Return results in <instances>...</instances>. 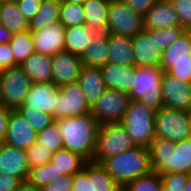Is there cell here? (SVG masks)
<instances>
[{
  "instance_id": "obj_27",
  "label": "cell",
  "mask_w": 191,
  "mask_h": 191,
  "mask_svg": "<svg viewBox=\"0 0 191 191\" xmlns=\"http://www.w3.org/2000/svg\"><path fill=\"white\" fill-rule=\"evenodd\" d=\"M110 0H87L82 6L85 24L91 29H107L108 8Z\"/></svg>"
},
{
  "instance_id": "obj_1",
  "label": "cell",
  "mask_w": 191,
  "mask_h": 191,
  "mask_svg": "<svg viewBox=\"0 0 191 191\" xmlns=\"http://www.w3.org/2000/svg\"><path fill=\"white\" fill-rule=\"evenodd\" d=\"M60 129L63 149L80 154L93 161L99 124L89 114L55 120Z\"/></svg>"
},
{
  "instance_id": "obj_2",
  "label": "cell",
  "mask_w": 191,
  "mask_h": 191,
  "mask_svg": "<svg viewBox=\"0 0 191 191\" xmlns=\"http://www.w3.org/2000/svg\"><path fill=\"white\" fill-rule=\"evenodd\" d=\"M148 148L154 172L159 175L168 172L191 175V137L179 142L155 137Z\"/></svg>"
},
{
  "instance_id": "obj_38",
  "label": "cell",
  "mask_w": 191,
  "mask_h": 191,
  "mask_svg": "<svg viewBox=\"0 0 191 191\" xmlns=\"http://www.w3.org/2000/svg\"><path fill=\"white\" fill-rule=\"evenodd\" d=\"M120 187L102 164L94 162L95 191H117Z\"/></svg>"
},
{
  "instance_id": "obj_48",
  "label": "cell",
  "mask_w": 191,
  "mask_h": 191,
  "mask_svg": "<svg viewBox=\"0 0 191 191\" xmlns=\"http://www.w3.org/2000/svg\"><path fill=\"white\" fill-rule=\"evenodd\" d=\"M21 182L17 177L0 174V191H16Z\"/></svg>"
},
{
  "instance_id": "obj_22",
  "label": "cell",
  "mask_w": 191,
  "mask_h": 191,
  "mask_svg": "<svg viewBox=\"0 0 191 191\" xmlns=\"http://www.w3.org/2000/svg\"><path fill=\"white\" fill-rule=\"evenodd\" d=\"M78 83L91 107L107 89L98 67L83 66Z\"/></svg>"
},
{
  "instance_id": "obj_54",
  "label": "cell",
  "mask_w": 191,
  "mask_h": 191,
  "mask_svg": "<svg viewBox=\"0 0 191 191\" xmlns=\"http://www.w3.org/2000/svg\"><path fill=\"white\" fill-rule=\"evenodd\" d=\"M3 106V100H2V95H1V88H0V107Z\"/></svg>"
},
{
  "instance_id": "obj_17",
  "label": "cell",
  "mask_w": 191,
  "mask_h": 191,
  "mask_svg": "<svg viewBox=\"0 0 191 191\" xmlns=\"http://www.w3.org/2000/svg\"><path fill=\"white\" fill-rule=\"evenodd\" d=\"M29 164L26 151L3 143L0 149V174L27 180Z\"/></svg>"
},
{
  "instance_id": "obj_19",
  "label": "cell",
  "mask_w": 191,
  "mask_h": 191,
  "mask_svg": "<svg viewBox=\"0 0 191 191\" xmlns=\"http://www.w3.org/2000/svg\"><path fill=\"white\" fill-rule=\"evenodd\" d=\"M107 88L129 94L137 75V67L106 63L100 67Z\"/></svg>"
},
{
  "instance_id": "obj_52",
  "label": "cell",
  "mask_w": 191,
  "mask_h": 191,
  "mask_svg": "<svg viewBox=\"0 0 191 191\" xmlns=\"http://www.w3.org/2000/svg\"><path fill=\"white\" fill-rule=\"evenodd\" d=\"M63 2H69L72 4L83 5L87 0H62Z\"/></svg>"
},
{
  "instance_id": "obj_36",
  "label": "cell",
  "mask_w": 191,
  "mask_h": 191,
  "mask_svg": "<svg viewBox=\"0 0 191 191\" xmlns=\"http://www.w3.org/2000/svg\"><path fill=\"white\" fill-rule=\"evenodd\" d=\"M72 191H95L93 161H88L80 171L73 175Z\"/></svg>"
},
{
  "instance_id": "obj_16",
  "label": "cell",
  "mask_w": 191,
  "mask_h": 191,
  "mask_svg": "<svg viewBox=\"0 0 191 191\" xmlns=\"http://www.w3.org/2000/svg\"><path fill=\"white\" fill-rule=\"evenodd\" d=\"M65 29L57 21L44 29L31 32L35 52L53 56L58 52L65 51Z\"/></svg>"
},
{
  "instance_id": "obj_33",
  "label": "cell",
  "mask_w": 191,
  "mask_h": 191,
  "mask_svg": "<svg viewBox=\"0 0 191 191\" xmlns=\"http://www.w3.org/2000/svg\"><path fill=\"white\" fill-rule=\"evenodd\" d=\"M59 22L65 28L85 24L83 6L62 1Z\"/></svg>"
},
{
  "instance_id": "obj_55",
  "label": "cell",
  "mask_w": 191,
  "mask_h": 191,
  "mask_svg": "<svg viewBox=\"0 0 191 191\" xmlns=\"http://www.w3.org/2000/svg\"><path fill=\"white\" fill-rule=\"evenodd\" d=\"M117 191H129V190L124 186V187H120Z\"/></svg>"
},
{
  "instance_id": "obj_26",
  "label": "cell",
  "mask_w": 191,
  "mask_h": 191,
  "mask_svg": "<svg viewBox=\"0 0 191 191\" xmlns=\"http://www.w3.org/2000/svg\"><path fill=\"white\" fill-rule=\"evenodd\" d=\"M0 24L13 34L29 30V22L13 1L1 0Z\"/></svg>"
},
{
  "instance_id": "obj_23",
  "label": "cell",
  "mask_w": 191,
  "mask_h": 191,
  "mask_svg": "<svg viewBox=\"0 0 191 191\" xmlns=\"http://www.w3.org/2000/svg\"><path fill=\"white\" fill-rule=\"evenodd\" d=\"M20 67L28 75L32 83L51 82L52 56L34 52Z\"/></svg>"
},
{
  "instance_id": "obj_30",
  "label": "cell",
  "mask_w": 191,
  "mask_h": 191,
  "mask_svg": "<svg viewBox=\"0 0 191 191\" xmlns=\"http://www.w3.org/2000/svg\"><path fill=\"white\" fill-rule=\"evenodd\" d=\"M191 49V31H185L177 40L163 51L160 68L163 71L170 69V61H180L189 58Z\"/></svg>"
},
{
  "instance_id": "obj_11",
  "label": "cell",
  "mask_w": 191,
  "mask_h": 191,
  "mask_svg": "<svg viewBox=\"0 0 191 191\" xmlns=\"http://www.w3.org/2000/svg\"><path fill=\"white\" fill-rule=\"evenodd\" d=\"M91 113V106L78 82L59 87L54 119H62Z\"/></svg>"
},
{
  "instance_id": "obj_13",
  "label": "cell",
  "mask_w": 191,
  "mask_h": 191,
  "mask_svg": "<svg viewBox=\"0 0 191 191\" xmlns=\"http://www.w3.org/2000/svg\"><path fill=\"white\" fill-rule=\"evenodd\" d=\"M134 61L137 68L160 67L163 51L158 48L156 35H150L145 29L132 37Z\"/></svg>"
},
{
  "instance_id": "obj_4",
  "label": "cell",
  "mask_w": 191,
  "mask_h": 191,
  "mask_svg": "<svg viewBox=\"0 0 191 191\" xmlns=\"http://www.w3.org/2000/svg\"><path fill=\"white\" fill-rule=\"evenodd\" d=\"M156 111L136 100H130L120 122L127 130L136 146L149 147L155 138Z\"/></svg>"
},
{
  "instance_id": "obj_15",
  "label": "cell",
  "mask_w": 191,
  "mask_h": 191,
  "mask_svg": "<svg viewBox=\"0 0 191 191\" xmlns=\"http://www.w3.org/2000/svg\"><path fill=\"white\" fill-rule=\"evenodd\" d=\"M36 141L37 131L17 110H11L4 143L26 150Z\"/></svg>"
},
{
  "instance_id": "obj_56",
  "label": "cell",
  "mask_w": 191,
  "mask_h": 191,
  "mask_svg": "<svg viewBox=\"0 0 191 191\" xmlns=\"http://www.w3.org/2000/svg\"><path fill=\"white\" fill-rule=\"evenodd\" d=\"M41 1H59V2H62V0H41Z\"/></svg>"
},
{
  "instance_id": "obj_57",
  "label": "cell",
  "mask_w": 191,
  "mask_h": 191,
  "mask_svg": "<svg viewBox=\"0 0 191 191\" xmlns=\"http://www.w3.org/2000/svg\"><path fill=\"white\" fill-rule=\"evenodd\" d=\"M4 141L0 140V149H1V146L3 145Z\"/></svg>"
},
{
  "instance_id": "obj_21",
  "label": "cell",
  "mask_w": 191,
  "mask_h": 191,
  "mask_svg": "<svg viewBox=\"0 0 191 191\" xmlns=\"http://www.w3.org/2000/svg\"><path fill=\"white\" fill-rule=\"evenodd\" d=\"M108 35V29H94L93 40L86 52L80 57L83 66L100 68L108 63Z\"/></svg>"
},
{
  "instance_id": "obj_43",
  "label": "cell",
  "mask_w": 191,
  "mask_h": 191,
  "mask_svg": "<svg viewBox=\"0 0 191 191\" xmlns=\"http://www.w3.org/2000/svg\"><path fill=\"white\" fill-rule=\"evenodd\" d=\"M176 11L179 24L191 31V0H169Z\"/></svg>"
},
{
  "instance_id": "obj_32",
  "label": "cell",
  "mask_w": 191,
  "mask_h": 191,
  "mask_svg": "<svg viewBox=\"0 0 191 191\" xmlns=\"http://www.w3.org/2000/svg\"><path fill=\"white\" fill-rule=\"evenodd\" d=\"M63 174H59L55 166L51 163H45L30 168L27 180L37 187H44L50 182H54L57 178H61Z\"/></svg>"
},
{
  "instance_id": "obj_41",
  "label": "cell",
  "mask_w": 191,
  "mask_h": 191,
  "mask_svg": "<svg viewBox=\"0 0 191 191\" xmlns=\"http://www.w3.org/2000/svg\"><path fill=\"white\" fill-rule=\"evenodd\" d=\"M25 151L30 168L50 162L53 156L52 151L41 146L37 141Z\"/></svg>"
},
{
  "instance_id": "obj_3",
  "label": "cell",
  "mask_w": 191,
  "mask_h": 191,
  "mask_svg": "<svg viewBox=\"0 0 191 191\" xmlns=\"http://www.w3.org/2000/svg\"><path fill=\"white\" fill-rule=\"evenodd\" d=\"M101 164L121 187L153 171L149 148L145 146H135L105 159Z\"/></svg>"
},
{
  "instance_id": "obj_40",
  "label": "cell",
  "mask_w": 191,
  "mask_h": 191,
  "mask_svg": "<svg viewBox=\"0 0 191 191\" xmlns=\"http://www.w3.org/2000/svg\"><path fill=\"white\" fill-rule=\"evenodd\" d=\"M191 175L180 172H168L160 175L162 184L160 191H184Z\"/></svg>"
},
{
  "instance_id": "obj_50",
  "label": "cell",
  "mask_w": 191,
  "mask_h": 191,
  "mask_svg": "<svg viewBox=\"0 0 191 191\" xmlns=\"http://www.w3.org/2000/svg\"><path fill=\"white\" fill-rule=\"evenodd\" d=\"M16 191H43V189L31 184L28 180H24L20 183Z\"/></svg>"
},
{
  "instance_id": "obj_46",
  "label": "cell",
  "mask_w": 191,
  "mask_h": 191,
  "mask_svg": "<svg viewBox=\"0 0 191 191\" xmlns=\"http://www.w3.org/2000/svg\"><path fill=\"white\" fill-rule=\"evenodd\" d=\"M18 66L14 61V56L9 43L0 44V70Z\"/></svg>"
},
{
  "instance_id": "obj_37",
  "label": "cell",
  "mask_w": 191,
  "mask_h": 191,
  "mask_svg": "<svg viewBox=\"0 0 191 191\" xmlns=\"http://www.w3.org/2000/svg\"><path fill=\"white\" fill-rule=\"evenodd\" d=\"M150 35H156L158 48L165 51L175 40H177L186 30L183 26H172L163 29L147 30Z\"/></svg>"
},
{
  "instance_id": "obj_53",
  "label": "cell",
  "mask_w": 191,
  "mask_h": 191,
  "mask_svg": "<svg viewBox=\"0 0 191 191\" xmlns=\"http://www.w3.org/2000/svg\"><path fill=\"white\" fill-rule=\"evenodd\" d=\"M184 191H191V177L188 179Z\"/></svg>"
},
{
  "instance_id": "obj_8",
  "label": "cell",
  "mask_w": 191,
  "mask_h": 191,
  "mask_svg": "<svg viewBox=\"0 0 191 191\" xmlns=\"http://www.w3.org/2000/svg\"><path fill=\"white\" fill-rule=\"evenodd\" d=\"M31 84L32 81L20 66L1 70L0 88L3 106L16 110L24 103Z\"/></svg>"
},
{
  "instance_id": "obj_28",
  "label": "cell",
  "mask_w": 191,
  "mask_h": 191,
  "mask_svg": "<svg viewBox=\"0 0 191 191\" xmlns=\"http://www.w3.org/2000/svg\"><path fill=\"white\" fill-rule=\"evenodd\" d=\"M50 162L55 166L59 174L65 176L74 175L80 171L88 161L80 154L61 149L53 153Z\"/></svg>"
},
{
  "instance_id": "obj_14",
  "label": "cell",
  "mask_w": 191,
  "mask_h": 191,
  "mask_svg": "<svg viewBox=\"0 0 191 191\" xmlns=\"http://www.w3.org/2000/svg\"><path fill=\"white\" fill-rule=\"evenodd\" d=\"M83 64L73 53L62 51L52 56L51 81L58 87L78 82Z\"/></svg>"
},
{
  "instance_id": "obj_29",
  "label": "cell",
  "mask_w": 191,
  "mask_h": 191,
  "mask_svg": "<svg viewBox=\"0 0 191 191\" xmlns=\"http://www.w3.org/2000/svg\"><path fill=\"white\" fill-rule=\"evenodd\" d=\"M62 2L42 1L38 13L29 22V31L36 32L59 21Z\"/></svg>"
},
{
  "instance_id": "obj_20",
  "label": "cell",
  "mask_w": 191,
  "mask_h": 191,
  "mask_svg": "<svg viewBox=\"0 0 191 191\" xmlns=\"http://www.w3.org/2000/svg\"><path fill=\"white\" fill-rule=\"evenodd\" d=\"M143 22L145 30L182 26L169 0L157 1L143 16Z\"/></svg>"
},
{
  "instance_id": "obj_7",
  "label": "cell",
  "mask_w": 191,
  "mask_h": 191,
  "mask_svg": "<svg viewBox=\"0 0 191 191\" xmlns=\"http://www.w3.org/2000/svg\"><path fill=\"white\" fill-rule=\"evenodd\" d=\"M155 137L179 142L191 137V112L162 107L155 115Z\"/></svg>"
},
{
  "instance_id": "obj_18",
  "label": "cell",
  "mask_w": 191,
  "mask_h": 191,
  "mask_svg": "<svg viewBox=\"0 0 191 191\" xmlns=\"http://www.w3.org/2000/svg\"><path fill=\"white\" fill-rule=\"evenodd\" d=\"M58 92L59 87L52 81L42 84L32 83L23 104L54 117Z\"/></svg>"
},
{
  "instance_id": "obj_34",
  "label": "cell",
  "mask_w": 191,
  "mask_h": 191,
  "mask_svg": "<svg viewBox=\"0 0 191 191\" xmlns=\"http://www.w3.org/2000/svg\"><path fill=\"white\" fill-rule=\"evenodd\" d=\"M37 142L53 153L63 149V141L58 124L54 121L50 126L37 132Z\"/></svg>"
},
{
  "instance_id": "obj_45",
  "label": "cell",
  "mask_w": 191,
  "mask_h": 191,
  "mask_svg": "<svg viewBox=\"0 0 191 191\" xmlns=\"http://www.w3.org/2000/svg\"><path fill=\"white\" fill-rule=\"evenodd\" d=\"M73 175H65L50 182L44 187L43 191H72Z\"/></svg>"
},
{
  "instance_id": "obj_49",
  "label": "cell",
  "mask_w": 191,
  "mask_h": 191,
  "mask_svg": "<svg viewBox=\"0 0 191 191\" xmlns=\"http://www.w3.org/2000/svg\"><path fill=\"white\" fill-rule=\"evenodd\" d=\"M12 109L0 107V140L4 141L7 134V126Z\"/></svg>"
},
{
  "instance_id": "obj_12",
  "label": "cell",
  "mask_w": 191,
  "mask_h": 191,
  "mask_svg": "<svg viewBox=\"0 0 191 191\" xmlns=\"http://www.w3.org/2000/svg\"><path fill=\"white\" fill-rule=\"evenodd\" d=\"M163 107L191 112V83L163 72L161 81Z\"/></svg>"
},
{
  "instance_id": "obj_39",
  "label": "cell",
  "mask_w": 191,
  "mask_h": 191,
  "mask_svg": "<svg viewBox=\"0 0 191 191\" xmlns=\"http://www.w3.org/2000/svg\"><path fill=\"white\" fill-rule=\"evenodd\" d=\"M161 184L162 181L160 175L157 172L152 171L145 176L129 182L125 187L129 191H160Z\"/></svg>"
},
{
  "instance_id": "obj_24",
  "label": "cell",
  "mask_w": 191,
  "mask_h": 191,
  "mask_svg": "<svg viewBox=\"0 0 191 191\" xmlns=\"http://www.w3.org/2000/svg\"><path fill=\"white\" fill-rule=\"evenodd\" d=\"M108 62L121 66H135L132 38L109 33Z\"/></svg>"
},
{
  "instance_id": "obj_31",
  "label": "cell",
  "mask_w": 191,
  "mask_h": 191,
  "mask_svg": "<svg viewBox=\"0 0 191 191\" xmlns=\"http://www.w3.org/2000/svg\"><path fill=\"white\" fill-rule=\"evenodd\" d=\"M15 63L20 66L35 52L33 37L29 30L14 33L9 42Z\"/></svg>"
},
{
  "instance_id": "obj_42",
  "label": "cell",
  "mask_w": 191,
  "mask_h": 191,
  "mask_svg": "<svg viewBox=\"0 0 191 191\" xmlns=\"http://www.w3.org/2000/svg\"><path fill=\"white\" fill-rule=\"evenodd\" d=\"M170 75L178 78L185 83H191V58L180 61H170V69L167 71Z\"/></svg>"
},
{
  "instance_id": "obj_9",
  "label": "cell",
  "mask_w": 191,
  "mask_h": 191,
  "mask_svg": "<svg viewBox=\"0 0 191 191\" xmlns=\"http://www.w3.org/2000/svg\"><path fill=\"white\" fill-rule=\"evenodd\" d=\"M107 29L109 33L132 38L144 29L143 16L133 11L122 0H110Z\"/></svg>"
},
{
  "instance_id": "obj_25",
  "label": "cell",
  "mask_w": 191,
  "mask_h": 191,
  "mask_svg": "<svg viewBox=\"0 0 191 191\" xmlns=\"http://www.w3.org/2000/svg\"><path fill=\"white\" fill-rule=\"evenodd\" d=\"M93 29L86 24L65 29V51L82 56L93 40Z\"/></svg>"
},
{
  "instance_id": "obj_47",
  "label": "cell",
  "mask_w": 191,
  "mask_h": 191,
  "mask_svg": "<svg viewBox=\"0 0 191 191\" xmlns=\"http://www.w3.org/2000/svg\"><path fill=\"white\" fill-rule=\"evenodd\" d=\"M133 11L144 16L148 10L159 0H122Z\"/></svg>"
},
{
  "instance_id": "obj_10",
  "label": "cell",
  "mask_w": 191,
  "mask_h": 191,
  "mask_svg": "<svg viewBox=\"0 0 191 191\" xmlns=\"http://www.w3.org/2000/svg\"><path fill=\"white\" fill-rule=\"evenodd\" d=\"M129 102V94L107 88L91 107V115L99 125L120 123Z\"/></svg>"
},
{
  "instance_id": "obj_51",
  "label": "cell",
  "mask_w": 191,
  "mask_h": 191,
  "mask_svg": "<svg viewBox=\"0 0 191 191\" xmlns=\"http://www.w3.org/2000/svg\"><path fill=\"white\" fill-rule=\"evenodd\" d=\"M12 37L13 33L0 24V44L9 43Z\"/></svg>"
},
{
  "instance_id": "obj_5",
  "label": "cell",
  "mask_w": 191,
  "mask_h": 191,
  "mask_svg": "<svg viewBox=\"0 0 191 191\" xmlns=\"http://www.w3.org/2000/svg\"><path fill=\"white\" fill-rule=\"evenodd\" d=\"M163 72L160 67L137 68V75L129 93L130 100L139 101L146 107L159 111L163 107L161 96Z\"/></svg>"
},
{
  "instance_id": "obj_6",
  "label": "cell",
  "mask_w": 191,
  "mask_h": 191,
  "mask_svg": "<svg viewBox=\"0 0 191 191\" xmlns=\"http://www.w3.org/2000/svg\"><path fill=\"white\" fill-rule=\"evenodd\" d=\"M136 145L121 123L100 125L97 133L93 162L102 163L123 151Z\"/></svg>"
},
{
  "instance_id": "obj_44",
  "label": "cell",
  "mask_w": 191,
  "mask_h": 191,
  "mask_svg": "<svg viewBox=\"0 0 191 191\" xmlns=\"http://www.w3.org/2000/svg\"><path fill=\"white\" fill-rule=\"evenodd\" d=\"M41 0H18L17 6L28 22L38 13Z\"/></svg>"
},
{
  "instance_id": "obj_35",
  "label": "cell",
  "mask_w": 191,
  "mask_h": 191,
  "mask_svg": "<svg viewBox=\"0 0 191 191\" xmlns=\"http://www.w3.org/2000/svg\"><path fill=\"white\" fill-rule=\"evenodd\" d=\"M16 110L37 132L42 131L55 121L52 115L43 113L38 109H31V107H27L24 104L20 105Z\"/></svg>"
}]
</instances>
